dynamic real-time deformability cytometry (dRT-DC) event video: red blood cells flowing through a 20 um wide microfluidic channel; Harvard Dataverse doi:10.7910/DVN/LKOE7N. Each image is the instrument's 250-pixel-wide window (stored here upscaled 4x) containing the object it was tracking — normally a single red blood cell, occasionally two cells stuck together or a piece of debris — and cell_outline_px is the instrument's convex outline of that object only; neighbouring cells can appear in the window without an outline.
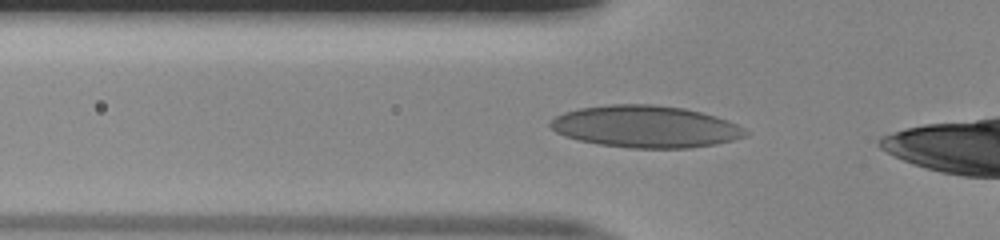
{"species": "human", "species_latin": "Homo sapiens", "temperature_condition": "room temperature", "stored_images_in_passage": 31, "camera_frame_rate_fps": 3000, "um_per_image_px": 0.085, "donor": {"sex": "male"}, "frame": {"image": 1, "passage_image": 3, "time_ms": 0.667, "image_size_px": [1000, 240], "cell_outline_px": [[748, 136], [716, 144], [688, 148], [632, 148], [600, 144], [580, 140], [564, 136], [556, 132], [548, 124], [556, 116], [564, 112], [580, 108], [608, 104], [652, 104], [684, 108], [716, 116], [728, 120], [744, 128], [748, 132]], "centroid_in_image_um": [54.89, 10.76], "position_along_channel_um": 70.9, "area_um2": 47.69}}
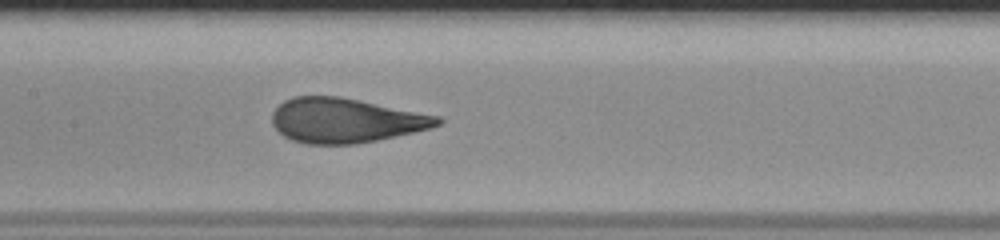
{"frame": {"image": 2, "passage_image": 11, "time_ms": 3.333, "image_size_px": [1000, 240], "cell_outline_px": [[444, 120], [440, 124], [428, 128], [412, 132], [376, 140], [356, 144], [308, 144], [292, 140], [284, 136], [272, 124], [272, 112], [284, 100], [292, 96], [340, 96], [440, 116]], "centroid_in_image_um": [29.34, 10.23], "position_along_channel_um": 178.1, "area_um2": 42.83}}
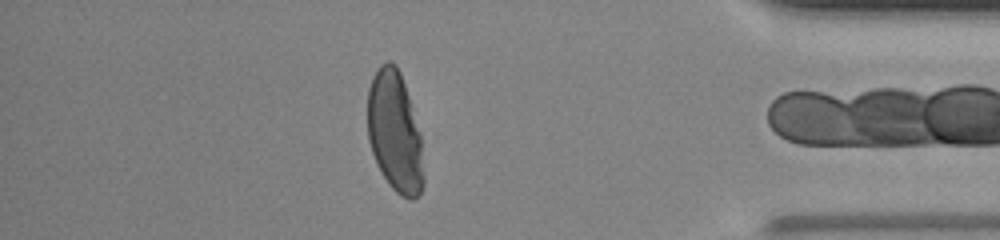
{"frame": {"image": 3, "passage_image": 30, "time_ms": 9.667, "image_size_px": [1000, 240], "cell_outline_px": [[424, 184], [420, 192], [412, 200], [408, 200], [400, 196], [388, 184], [376, 164], [368, 140], [368, 88], [372, 76], [380, 64], [388, 60], [396, 64], [400, 72], [420, 132], [424, 176]], "centroid_in_image_um": [33.55, 11.24], "position_along_channel_um": 401.7, "area_um2": 39.59}, "authors_computed_cell_mechanics": {"area_um2": 43.5234, "velocity_mm_per_s": 4.0197, "shape_relaxation_time_tau1_ms": 10.9156, "shape_relaxation_time_tau2_ms": null, "deformation_change_tau1": 0.3194, "deformation_change_tau2": null}}